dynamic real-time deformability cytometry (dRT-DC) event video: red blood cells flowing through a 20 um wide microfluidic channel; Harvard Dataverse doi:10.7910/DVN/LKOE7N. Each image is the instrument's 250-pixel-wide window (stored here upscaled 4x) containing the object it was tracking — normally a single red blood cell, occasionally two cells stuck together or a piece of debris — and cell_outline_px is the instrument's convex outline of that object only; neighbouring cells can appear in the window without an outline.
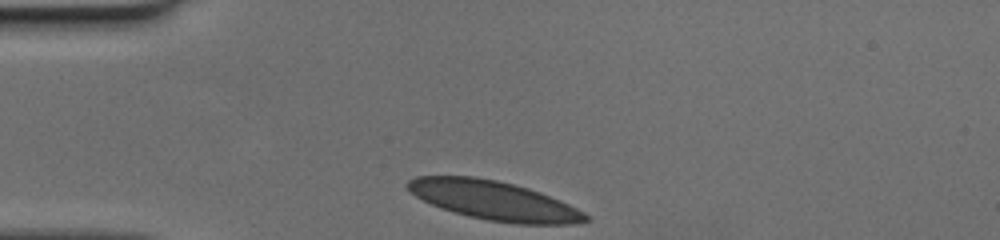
{"species": "human", "species_latin": "Homo sapiens", "temperature_condition": "cold", "stored_images_in_passage": 28, "camera_frame_rate_fps": 3000, "um_per_image_px": 0.085, "donor": {"sex": "female"}, "frame": {"image": 1, "passage_image": 1, "time_ms": 0.0, "image_size_px": [1000, 240], "cell_outline_px": [[588, 220], [568, 224], [516, 224], [488, 220], [468, 216], [440, 208], [416, 196], [408, 188], [408, 180], [416, 176], [472, 176], [496, 180], [528, 188], [568, 204], [584, 212], [588, 216]], "centroid_in_image_um": [41.96, 17.04], "position_along_channel_um": 43.0, "area_um2": 39.88}}
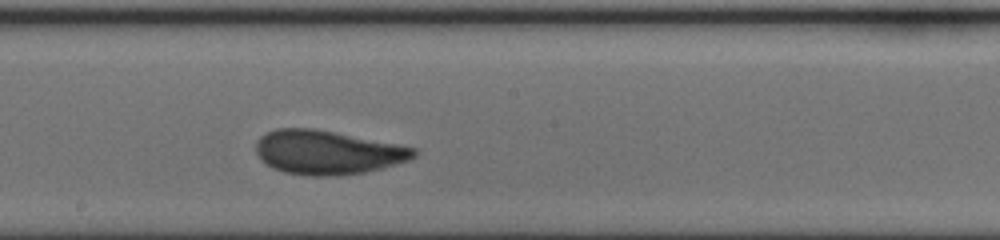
{"frame": {"image": 2, "passage_image": 16, "time_ms": 5.0, "image_size_px": [1000, 240], "cell_outline_px": [[416, 156], [408, 160], [380, 168], [364, 172], [332, 176], [308, 176], [284, 172], [268, 164], [256, 152], [256, 140], [260, 136], [276, 128], [316, 128], [416, 148]], "centroid_in_image_um": [27.82, 12.94], "position_along_channel_um": 220.4, "area_um2": 40.06}}
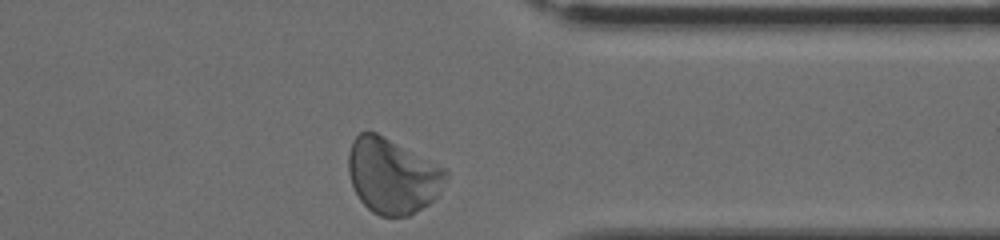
{"frame": {"image": 3, "passage_image": 28, "time_ms": 9.0, "image_size_px": [1000, 240], "cell_outline_px": [[448, 176], [436, 196], [428, 204], [416, 212], [408, 216], [380, 216], [372, 212], [360, 200], [352, 184], [348, 172], [348, 152], [352, 140], [360, 132], [376, 132], [448, 168]], "centroid_in_image_um": [33.36, 14.93], "position_along_channel_um": 378.0, "area_um2": 42.89}}